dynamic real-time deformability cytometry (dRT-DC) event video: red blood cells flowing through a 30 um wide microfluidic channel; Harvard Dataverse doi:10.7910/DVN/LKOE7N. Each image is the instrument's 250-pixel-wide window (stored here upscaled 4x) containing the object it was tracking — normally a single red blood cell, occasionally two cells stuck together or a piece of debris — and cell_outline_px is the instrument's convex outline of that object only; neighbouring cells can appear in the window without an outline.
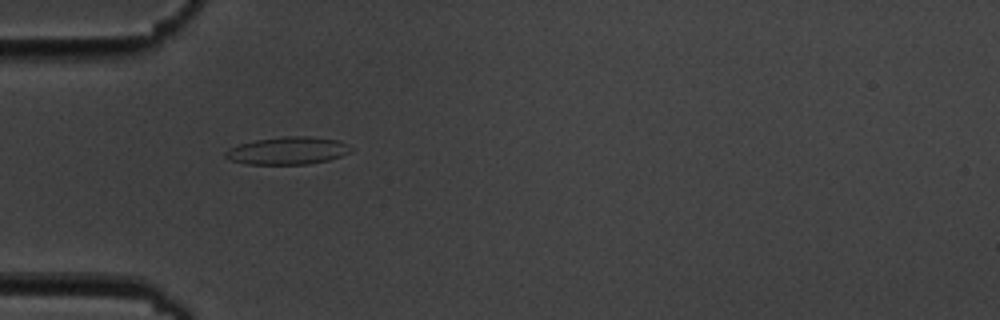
{"species": "common noctule bat (a hibernating species)", "species_latin": "Nyctalus noctula", "temperature_condition": "cold", "stored_images_in_passage": 4, "camera_frame_rate_fps": 3000, "um_per_image_px": 0.085, "animal": {"sex": "male", "body_mass_g": 19.5, "forearm_length_mm": 54.6}, "frame": {"image": 1, "passage_image": 3, "time_ms": 3.333, "image_size_px": [1000, 320], "cell_outline_px": [[352, 152], [328, 160], [308, 164], [248, 164], [232, 160], [224, 156], [224, 152], [228, 148], [240, 144], [256, 140], [284, 136], [308, 136], [340, 140], [348, 144], [352, 148]], "centroid_in_image_um": [24.49, 12.8], "position_along_channel_um": 60.5, "area_um2": 20.17}}